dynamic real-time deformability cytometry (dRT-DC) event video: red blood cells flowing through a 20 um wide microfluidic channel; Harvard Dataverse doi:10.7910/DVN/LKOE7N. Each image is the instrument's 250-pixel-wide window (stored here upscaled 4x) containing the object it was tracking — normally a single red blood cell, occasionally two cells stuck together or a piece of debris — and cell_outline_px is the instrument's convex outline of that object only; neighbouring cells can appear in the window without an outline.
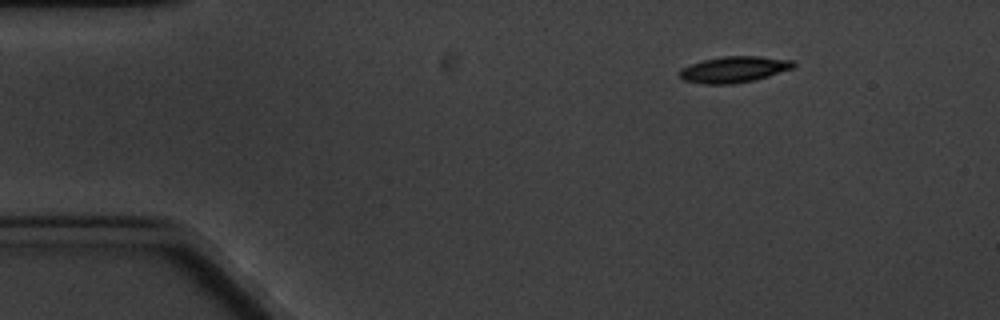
{"species": "common noctule bat (a hibernating species)", "species_latin": "Nyctalus noctula", "temperature_condition": "cold", "stored_images_in_passage": 3, "camera_frame_rate_fps": 3000, "um_per_image_px": 0.085, "animal": {"sex": "male", "body_mass_g": 20.1, "forearm_length_mm": 53.5}, "frame": {"image": 1, "passage_image": 1, "time_ms": 0.0, "image_size_px": [1000, 320], "cell_outline_px": [[796, 64], [792, 68], [768, 76], [752, 80], [732, 84], [704, 84], [684, 80], [680, 76], [680, 68], [704, 60], [724, 56], [760, 56], [796, 60]], "centroid_in_image_um": [62.42, 5.89], "position_along_channel_um": 22.6, "area_um2": 17.22}}
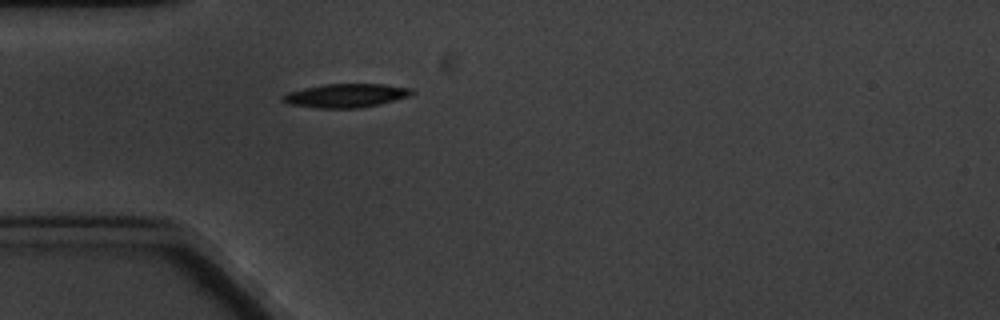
{"frame": {"image": 2, "passage_image": 3, "time_ms": 3.0, "image_size_px": [1000, 320], "cell_outline_px": [[416, 92], [412, 96], [380, 104], [360, 108], [316, 108], [288, 104], [280, 100], [280, 96], [288, 92], [304, 88], [324, 84], [384, 84], [412, 88]], "centroid_in_image_um": [29.42, 8.12], "position_along_channel_um": 55.6, "area_um2": 18.15}}